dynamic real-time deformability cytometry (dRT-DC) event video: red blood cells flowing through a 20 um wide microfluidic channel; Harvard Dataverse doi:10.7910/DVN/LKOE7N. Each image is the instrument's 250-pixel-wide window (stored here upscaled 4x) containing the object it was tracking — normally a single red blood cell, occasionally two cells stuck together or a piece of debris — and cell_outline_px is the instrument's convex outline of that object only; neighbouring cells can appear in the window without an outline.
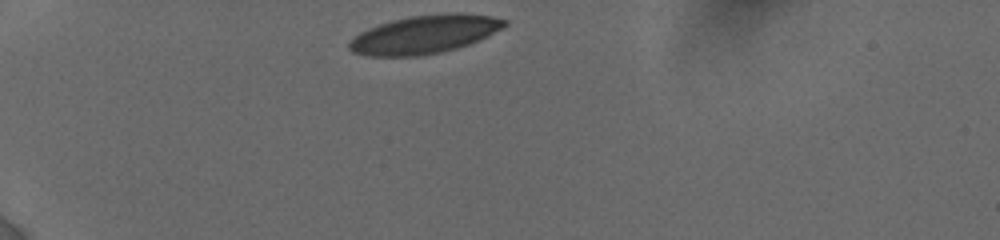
{"species": "human", "species_latin": "Homo sapiens", "temperature_condition": "cold", "stored_images_in_passage": 8, "camera_frame_rate_fps": 3000, "um_per_image_px": 0.085, "donor": {"sex": "female"}, "frame": {"image": 1, "passage_image": 1, "time_ms": 0.0, "image_size_px": [1000, 240], "cell_outline_px": [[508, 24], [504, 28], [480, 40], [456, 48], [440, 52], [420, 56], [368, 56], [352, 52], [348, 48], [348, 40], [352, 36], [368, 28], [392, 20], [408, 16], [452, 12], [460, 12], [488, 16], [508, 20]], "centroid_in_image_um": [36.07, 2.92], "position_along_channel_um": 48.9, "area_um2": 34.97}}
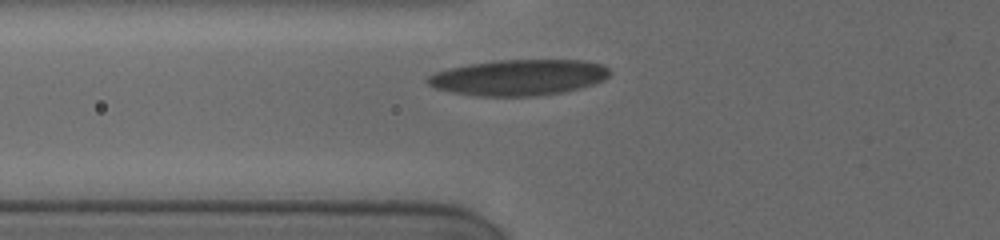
{"frame": {"image": 2, "passage_image": 7, "time_ms": 2.0, "image_size_px": [1000, 240], "cell_outline_px": [[608, 76], [604, 80], [580, 88], [564, 92], [532, 96], [476, 96], [452, 92], [436, 88], [428, 84], [424, 80], [432, 72], [448, 68], [468, 64], [500, 60], [584, 60], [604, 64], [608, 68]], "centroid_in_image_um": [44.06, 6.58], "position_along_channel_um": 81.7, "area_um2": 38.21}}